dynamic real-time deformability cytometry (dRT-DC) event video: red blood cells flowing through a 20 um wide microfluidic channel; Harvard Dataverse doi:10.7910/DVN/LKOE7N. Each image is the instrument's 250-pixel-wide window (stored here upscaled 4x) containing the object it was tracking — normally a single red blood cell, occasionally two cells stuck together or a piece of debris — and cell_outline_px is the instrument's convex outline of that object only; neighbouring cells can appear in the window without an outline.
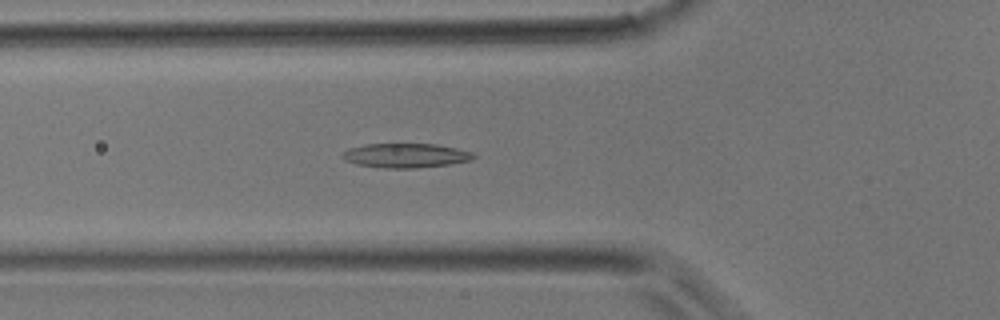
{"species": "common noctule bat (a hibernating species)", "species_latin": "Nyctalus noctula", "temperature_condition": "room temperature", "stored_images_in_passage": 29, "camera_frame_rate_fps": 3000, "um_per_image_px": 0.085, "animal": {"sex": "male", "body_mass_g": 17.9}, "frame": {"image": 1, "passage_image": 3, "time_ms": 0.667, "image_size_px": [1000, 320], "cell_outline_px": [[476, 156], [468, 160], [452, 164], [416, 168], [384, 168], [356, 164], [344, 160], [340, 156], [348, 148], [364, 144], [436, 144], [456, 148], [472, 152]], "centroid_in_image_um": [34.44, 13.22], "position_along_channel_um": 91.4, "area_um2": 18.61}}
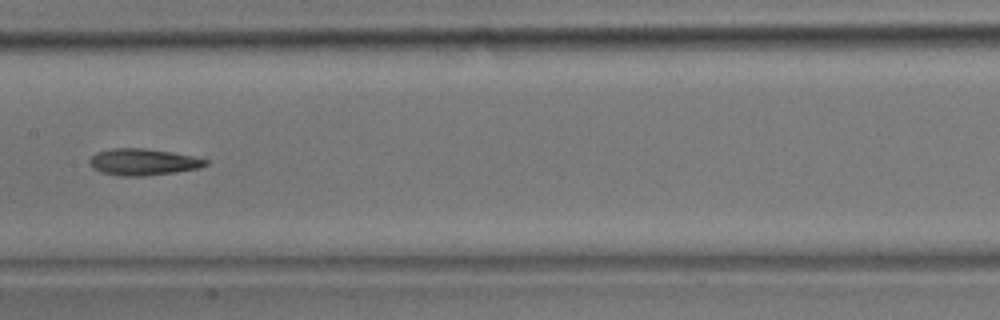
{"frame": {"image": 2, "passage_image": 9, "time_ms": 2.667, "image_size_px": [1000, 320], "cell_outline_px": [[208, 164], [200, 168], [176, 172], [144, 176], [120, 176], [100, 172], [92, 168], [88, 164], [88, 160], [96, 152], [112, 148], [144, 148], [172, 152], [192, 156], [208, 160]], "centroid_in_image_um": [12.13, 13.77], "position_along_channel_um": 195.3, "area_um2": 18.15}}
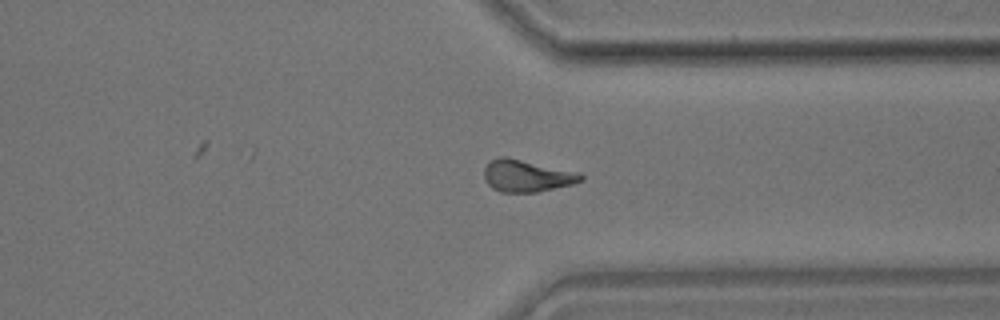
{"frame": {"image": 3, "passage_image": 19, "time_ms": 6.0, "image_size_px": [1000, 320], "cell_outline_px": [[584, 180], [572, 184], [536, 192], [500, 192], [492, 188], [484, 180], [484, 168], [492, 160], [500, 156], [508, 156], [580, 172], [584, 176]], "centroid_in_image_um": [44.79, 14.93], "position_along_channel_um": 366.6, "area_um2": 18.26}}